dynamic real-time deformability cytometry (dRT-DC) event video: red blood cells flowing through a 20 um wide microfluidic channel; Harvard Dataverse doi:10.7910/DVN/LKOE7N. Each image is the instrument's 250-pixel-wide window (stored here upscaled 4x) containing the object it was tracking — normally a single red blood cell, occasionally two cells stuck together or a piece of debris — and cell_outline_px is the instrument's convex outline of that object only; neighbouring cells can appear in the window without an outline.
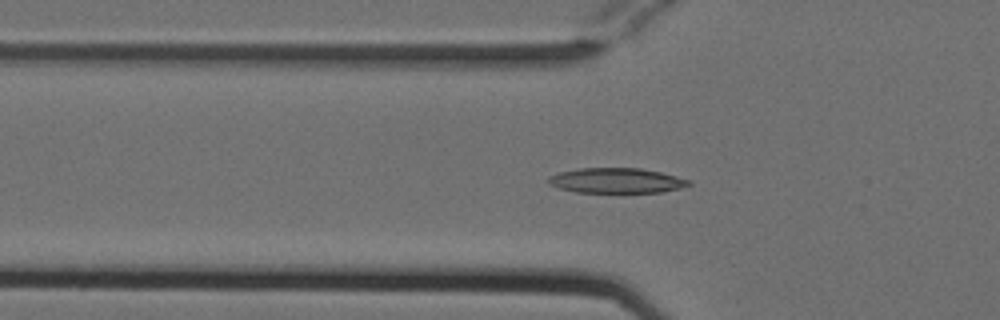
{"species": "Egyptian fruit bat (a non-hibernating species)", "species_latin": "Rousettus aegyptiacus", "temperature_condition": "cold", "stored_images_in_passage": 34, "camera_frame_rate_fps": 3000, "um_per_image_px": 0.085, "animal": {"sex": "female"}, "frame": {"image": 1, "passage_image": 7, "time_ms": 2.0, "image_size_px": [1000, 320], "cell_outline_px": [[692, 184], [680, 188], [660, 192], [576, 192], [560, 188], [548, 184], [548, 176], [560, 172], [580, 168], [640, 168], [660, 172], [692, 180]], "centroid_in_image_um": [52.41, 15.34], "position_along_channel_um": 73.4, "area_um2": 20.46}}
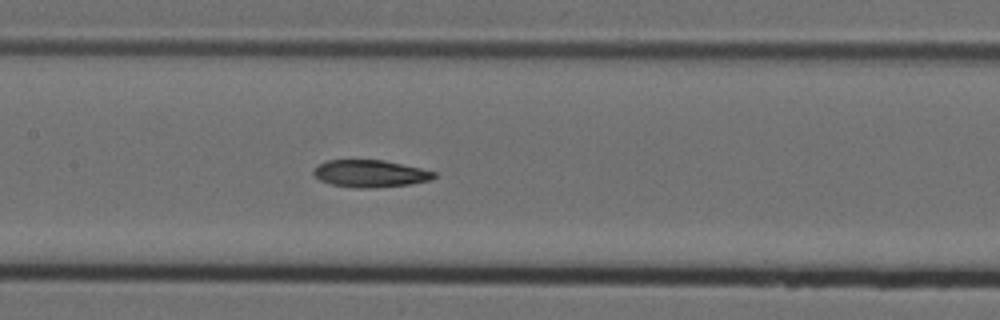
{"frame": {"image": 2, "passage_image": 15, "time_ms": 4.667, "image_size_px": [1000, 320], "cell_outline_px": [[436, 176], [432, 180], [408, 184], [376, 188], [356, 188], [332, 184], [320, 180], [312, 172], [316, 164], [328, 160], [384, 160], [420, 168], [436, 172]], "centroid_in_image_um": [31.46, 14.75], "position_along_channel_um": 175.9, "area_um2": 19.13}}
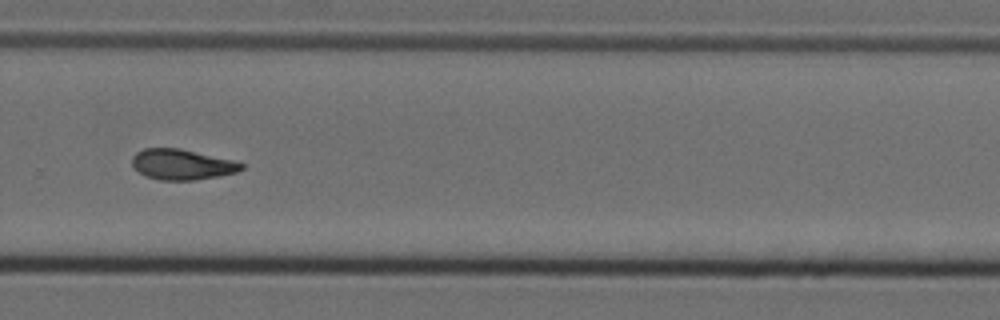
{"frame": {"image": 3, "passage_image": 26, "time_ms": 8.333, "image_size_px": [1000, 320], "cell_outline_px": [[244, 168], [236, 172], [220, 176], [196, 180], [160, 180], [144, 176], [132, 164], [132, 156], [136, 152], [144, 148], [180, 148], [244, 164]], "centroid_in_image_um": [15.42, 13.99], "position_along_channel_um": 314.4, "area_um2": 19.19}, "authors_computed_cell_mechanics": {"area_um2": 19.5364, "velocity_mm_per_s": 3.8003, "shape_relaxation_time_tau1_ms": null, "shape_relaxation_time_tau2_ms": 2.3474, "deformation_change_tau1": null, "deformation_change_tau2": 0.0809}}